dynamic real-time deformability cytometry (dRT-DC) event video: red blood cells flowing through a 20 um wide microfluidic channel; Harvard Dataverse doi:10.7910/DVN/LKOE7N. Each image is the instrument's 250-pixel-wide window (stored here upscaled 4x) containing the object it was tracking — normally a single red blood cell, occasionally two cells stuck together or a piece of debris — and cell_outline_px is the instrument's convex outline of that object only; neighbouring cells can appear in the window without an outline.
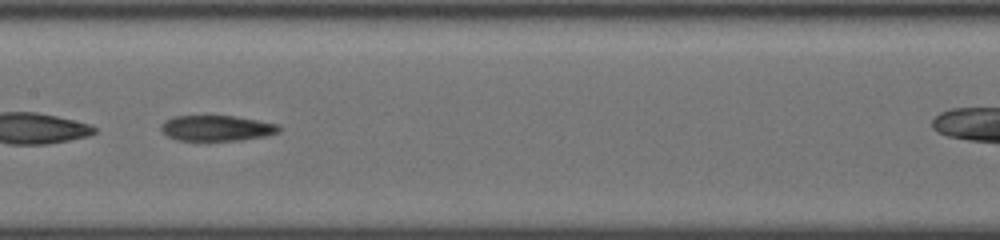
{"species": "common noctule bat (a hibernating species)", "species_latin": "Nyctalus noctula", "temperature_condition": "cold", "stored_images_in_passage": 35, "camera_frame_rate_fps": 3000, "um_per_image_px": 0.085, "animal": {"sex": "female", "body_mass_g": 19.5, "forearm_length_mm": 54.1}, "frame": {"image": 1, "passage_image": 16, "time_ms": 5.0, "image_size_px": [1000, 240], "cell_outline_px": [[280, 132], [268, 136], [240, 140], [176, 140], [168, 136], [160, 128], [164, 120], [176, 116], [236, 116], [260, 120], [280, 124]], "centroid_in_image_um": [18.48, 10.89], "position_along_channel_um": 188.9, "area_um2": 17.69}}